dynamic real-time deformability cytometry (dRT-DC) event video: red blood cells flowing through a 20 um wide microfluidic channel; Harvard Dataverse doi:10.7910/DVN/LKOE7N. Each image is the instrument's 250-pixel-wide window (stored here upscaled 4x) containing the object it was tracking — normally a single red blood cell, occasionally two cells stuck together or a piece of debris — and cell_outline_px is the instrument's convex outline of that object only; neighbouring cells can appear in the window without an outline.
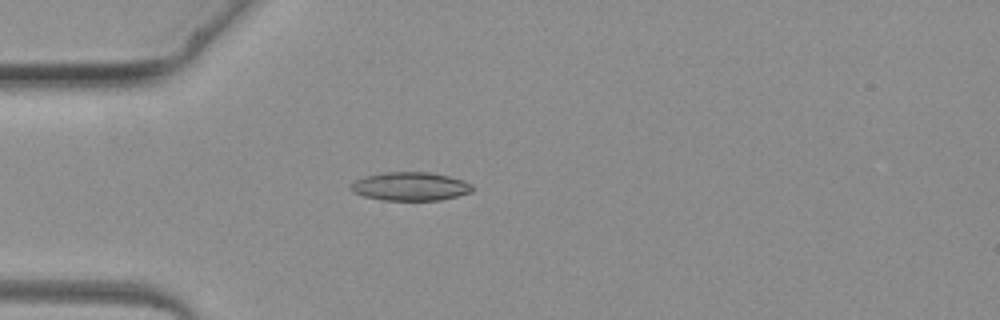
{"species": "common noctule bat (a hibernating species)", "species_latin": "Nyctalus noctula", "temperature_condition": "warm", "stored_images_in_passage": 2, "camera_frame_rate_fps": 3000, "um_per_image_px": 0.085, "animal": {"sex": "female", "body_mass_g": 19.3, "forearm_length_mm": 54.1}, "frame": {"image": 1, "passage_image": 2, "time_ms": 1.333, "image_size_px": [1000, 320], "cell_outline_px": [[476, 188], [472, 192], [440, 200], [380, 200], [364, 196], [352, 192], [352, 184], [356, 180], [368, 176], [384, 172], [428, 172], [448, 176], [464, 180], [472, 184]], "centroid_in_image_um": [34.93, 15.85], "position_along_channel_um": 50.1, "area_um2": 20.11}}